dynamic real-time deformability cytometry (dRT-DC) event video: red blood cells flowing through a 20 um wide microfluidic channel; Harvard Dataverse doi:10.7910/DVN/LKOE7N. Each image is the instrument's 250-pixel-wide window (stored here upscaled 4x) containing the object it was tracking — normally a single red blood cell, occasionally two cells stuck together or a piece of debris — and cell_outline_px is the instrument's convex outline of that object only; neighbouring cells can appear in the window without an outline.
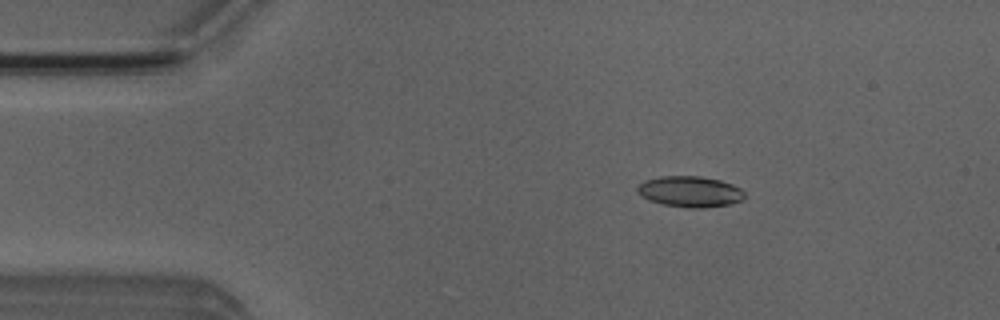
{"species": "Egyptian fruit bat (a non-hibernating species)", "species_latin": "Rousettus aegyptiacus", "temperature_condition": "room temperature", "stored_images_in_passage": 7, "camera_frame_rate_fps": 3000, "um_per_image_px": 0.085, "animal": {"sex": "male"}, "frame": {"image": 1, "passage_image": 3, "time_ms": 2.333, "image_size_px": [1000, 320], "cell_outline_px": [[744, 196], [740, 200], [732, 204], [704, 208], [688, 208], [660, 204], [648, 200], [640, 196], [636, 192], [636, 188], [644, 180], [660, 176], [700, 176], [720, 180], [732, 184], [740, 188], [744, 192]], "centroid_in_image_um": [58.61, 16.29], "position_along_channel_um": 26.4, "area_um2": 19.54}}